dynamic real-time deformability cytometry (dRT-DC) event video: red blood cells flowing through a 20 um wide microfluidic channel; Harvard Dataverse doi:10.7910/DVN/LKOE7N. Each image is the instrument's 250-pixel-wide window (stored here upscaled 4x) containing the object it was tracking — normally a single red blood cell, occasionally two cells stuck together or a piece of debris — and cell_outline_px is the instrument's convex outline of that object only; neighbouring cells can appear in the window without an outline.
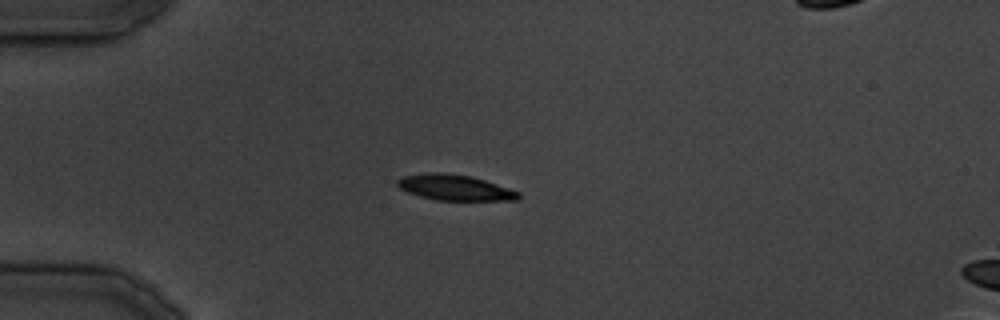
{"species": "common noctule bat (a hibernating species)", "species_latin": "Nyctalus noctula", "temperature_condition": "cold", "stored_images_in_passage": 28, "segment_of_instrument_passage": [1, 2], "camera_frame_rate_fps": 3000, "um_per_image_px": 0.085, "animal": {"sex": "male", "body_mass_g": 19.5, "forearm_length_mm": 54.6}, "frame": {"image": 1, "passage_image": 1, "time_ms": 0.0, "image_size_px": [1000, 320], "cell_outline_px": [[520, 196], [516, 200], [436, 200], [420, 196], [408, 192], [400, 188], [396, 184], [396, 180], [400, 176], [428, 172], [444, 172], [472, 176], [520, 192]], "centroid_in_image_um": [38.61, 15.92], "position_along_channel_um": 46.4, "area_um2": 18.15}}
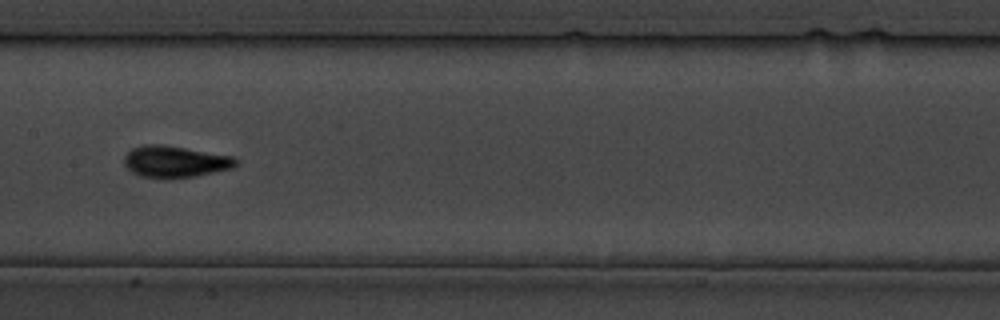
{"frame": {"image": 2, "passage_image": 10, "time_ms": 11.0, "image_size_px": [1000, 320], "cell_outline_px": [[240, 164], [232, 168], [196, 176], [140, 176], [132, 172], [124, 164], [124, 156], [132, 148], [144, 144], [164, 144], [232, 156]], "centroid_in_image_um": [14.89, 13.7], "position_along_channel_um": 192.5, "area_um2": 20.11}}
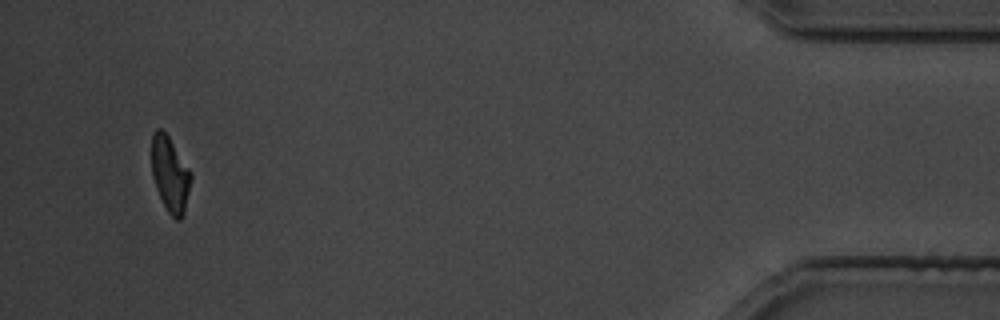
{"frame": {"image": 3, "passage_image": 25, "time_ms": 30.333, "image_size_px": [1000, 320], "cell_outline_px": [[192, 180], [184, 216], [180, 220], [176, 220], [168, 212], [156, 188], [152, 176], [152, 132], [156, 128], [160, 128], [168, 136], [192, 172]], "centroid_in_image_um": [14.48, 14.83], "position_along_channel_um": 420.7, "area_um2": 17.4}}